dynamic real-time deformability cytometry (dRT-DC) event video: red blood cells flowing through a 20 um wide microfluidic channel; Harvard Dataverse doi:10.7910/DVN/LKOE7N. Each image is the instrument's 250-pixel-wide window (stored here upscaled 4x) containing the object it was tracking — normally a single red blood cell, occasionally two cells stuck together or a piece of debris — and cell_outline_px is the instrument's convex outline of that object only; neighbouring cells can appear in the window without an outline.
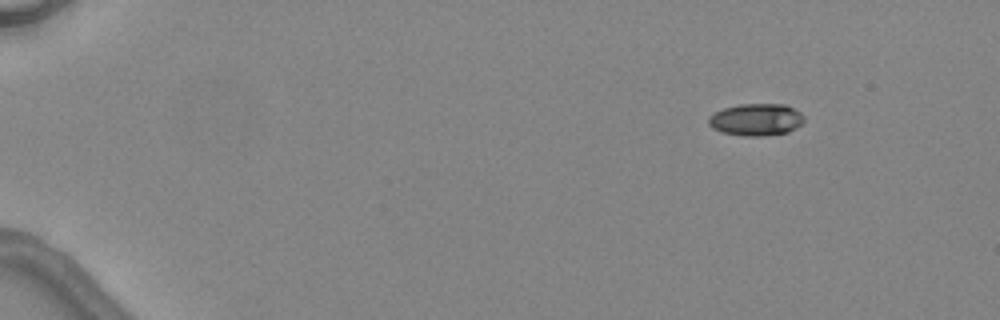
{"species": "common noctule bat (a hibernating species)", "species_latin": "Nyctalus noctula", "temperature_condition": "warm", "stored_images_in_passage": 4, "camera_frame_rate_fps": 3000, "um_per_image_px": 0.085, "animal": {"sex": "female", "body_mass_g": 24.6, "forearm_length_mm": 56.2}, "frame": {"image": 1, "passage_image": 2, "time_ms": 1.333, "image_size_px": [1000, 320], "cell_outline_px": [[804, 124], [788, 132], [764, 136], [744, 136], [720, 132], [712, 128], [708, 124], [708, 116], [724, 108], [740, 104], [784, 104], [800, 112], [804, 116]], "centroid_in_image_um": [64.28, 10.18], "position_along_channel_um": 20.7, "area_um2": 18.03}}
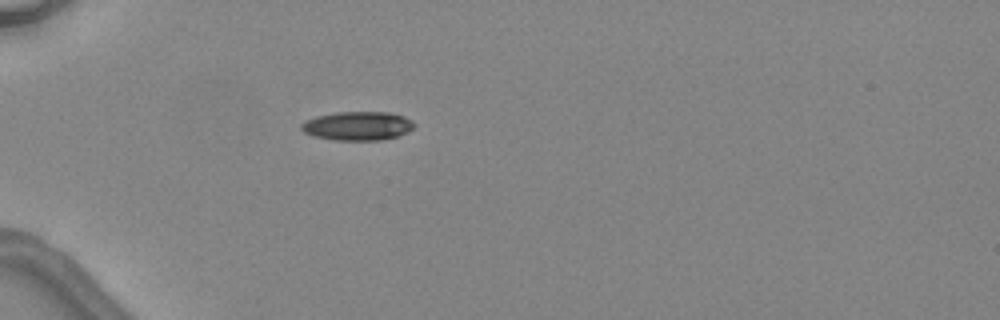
{"frame": {"image": 2, "passage_image": 4, "time_ms": 4.667, "image_size_px": [1000, 320], "cell_outline_px": [[416, 124], [408, 132], [396, 136], [380, 140], [332, 140], [312, 136], [304, 132], [300, 128], [300, 124], [316, 116], [336, 112], [388, 112], [404, 116], [412, 120]], "centroid_in_image_um": [30.39, 10.7], "position_along_channel_um": 54.6, "area_um2": 19.02}}